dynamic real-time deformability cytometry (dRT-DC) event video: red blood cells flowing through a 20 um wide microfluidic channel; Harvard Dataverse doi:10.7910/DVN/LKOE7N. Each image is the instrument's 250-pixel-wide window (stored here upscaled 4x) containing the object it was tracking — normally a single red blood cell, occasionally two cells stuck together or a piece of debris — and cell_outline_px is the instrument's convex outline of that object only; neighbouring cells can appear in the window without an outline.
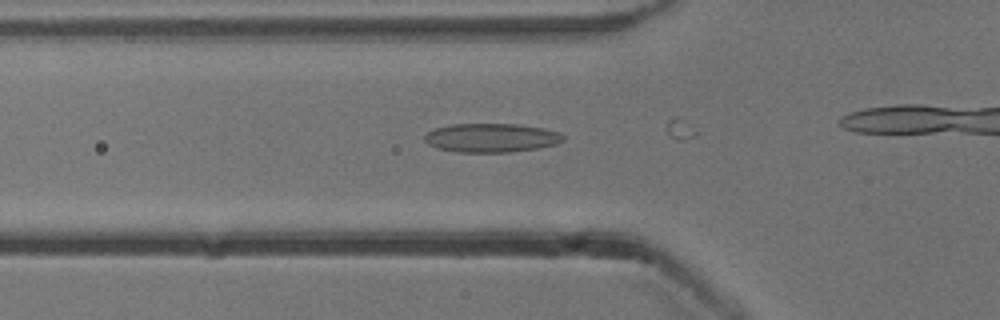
{"species": "common noctule bat (a hibernating species)", "species_latin": "Nyctalus noctula", "temperature_condition": "cold", "stored_images_in_passage": 11, "camera_frame_rate_fps": 3000, "um_per_image_px": 0.085, "animal": {"sex": "male", "body_mass_g": 13.3}, "frame": {"image": 1, "passage_image": 2, "time_ms": 0.333, "image_size_px": [1000, 320], "cell_outline_px": [[564, 140], [556, 144], [540, 148], [512, 152], [460, 152], [436, 148], [428, 144], [424, 140], [424, 136], [432, 128], [452, 124], [516, 124], [544, 128], [560, 132], [564, 136]], "centroid_in_image_um": [41.76, 11.71], "position_along_channel_um": 84.0, "area_um2": 23.52}}
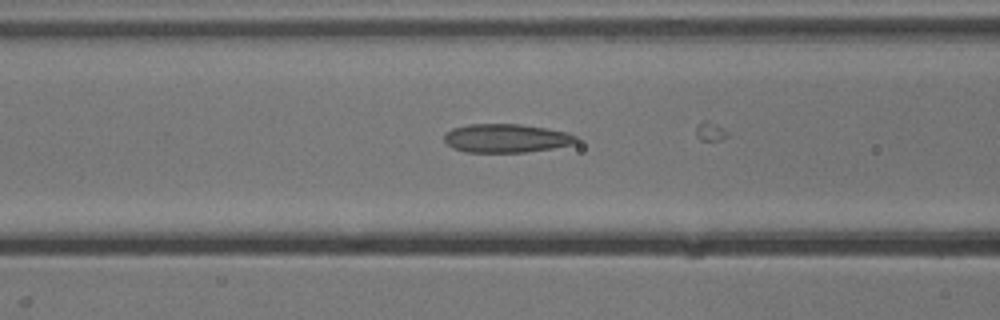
{"frame": {"image": 2, "passage_image": 5, "time_ms": 1.333, "image_size_px": [1000, 320], "cell_outline_px": [[580, 140], [572, 144], [552, 148], [524, 152], [464, 152], [452, 148], [444, 140], [444, 136], [452, 128], [468, 124], [520, 124], [568, 132], [576, 136]], "centroid_in_image_um": [43.02, 11.75], "position_along_channel_um": 123.6, "area_um2": 21.96}}
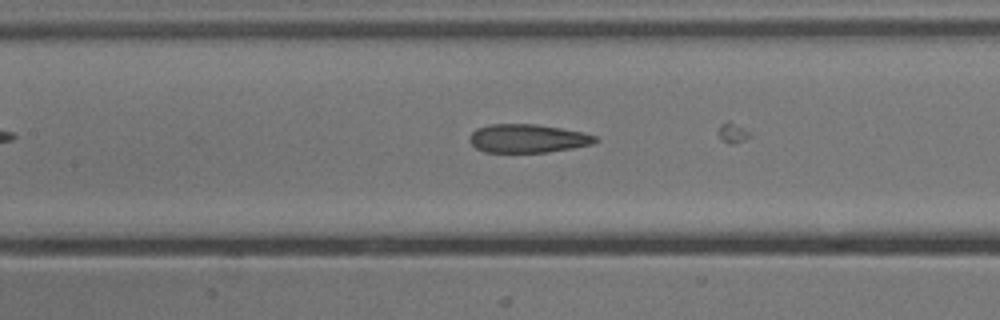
{"frame": {"image": 3, "passage_image": 8, "time_ms": 2.333, "image_size_px": [1000, 320], "cell_outline_px": [[600, 140], [592, 144], [572, 148], [548, 152], [484, 152], [476, 148], [468, 140], [468, 136], [476, 128], [488, 124], [536, 124], [560, 128], [580, 132], [596, 136]], "centroid_in_image_um": [44.81, 11.77], "position_along_channel_um": 162.6, "area_um2": 20.92}}